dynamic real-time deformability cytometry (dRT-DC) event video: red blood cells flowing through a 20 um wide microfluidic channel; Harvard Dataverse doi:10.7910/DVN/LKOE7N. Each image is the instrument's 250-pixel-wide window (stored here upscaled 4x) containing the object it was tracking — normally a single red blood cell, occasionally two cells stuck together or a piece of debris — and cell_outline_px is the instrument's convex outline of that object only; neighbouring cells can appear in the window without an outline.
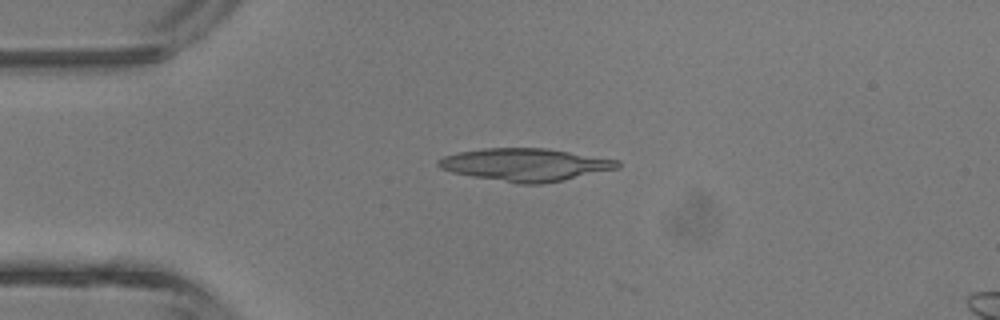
{"species": "common noctule bat (a hibernating species)", "species_latin": "Nyctalus noctula", "temperature_condition": "room temperature", "stored_images_in_passage": 5, "camera_frame_rate_fps": 3000, "um_per_image_px": 0.085, "animal": {"sex": "male", "body_mass_g": 13.3}, "frame": {"image": 1, "passage_image": 3, "time_ms": 2.333, "image_size_px": [1000, 320], "cell_outline_px": [[620, 168], [564, 180], [540, 184], [520, 184], [472, 176], [452, 172], [440, 168], [436, 164], [436, 160], [444, 156], [460, 152], [484, 148], [544, 148], [620, 160]], "centroid_in_image_um": [44.66, 14.0], "position_along_channel_um": 40.3, "area_um2": 33.99}}